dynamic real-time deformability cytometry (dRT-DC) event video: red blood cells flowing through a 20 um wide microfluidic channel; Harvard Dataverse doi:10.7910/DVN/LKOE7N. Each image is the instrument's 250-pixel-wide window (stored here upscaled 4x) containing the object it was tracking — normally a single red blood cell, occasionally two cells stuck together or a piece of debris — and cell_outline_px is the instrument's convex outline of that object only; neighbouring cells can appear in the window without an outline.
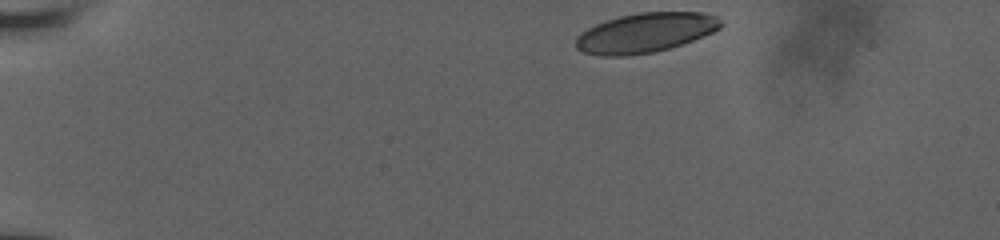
{"species": "human", "species_latin": "Homo sapiens", "temperature_condition": "room temperature", "stored_images_in_passage": 39, "camera_frame_rate_fps": 3000, "um_per_image_px": 0.085, "donor": {"sex": "male"}, "frame": {"image": 1, "passage_image": 1, "time_ms": 0.0, "image_size_px": [1000, 240], "cell_outline_px": [[724, 24], [720, 28], [712, 32], [692, 40], [668, 48], [652, 52], [624, 56], [600, 56], [584, 52], [576, 48], [576, 36], [580, 32], [596, 24], [620, 16], [640, 12], [700, 12], [716, 16]], "centroid_in_image_um": [54.83, 2.78], "position_along_channel_um": 30.2, "area_um2": 33.18}}
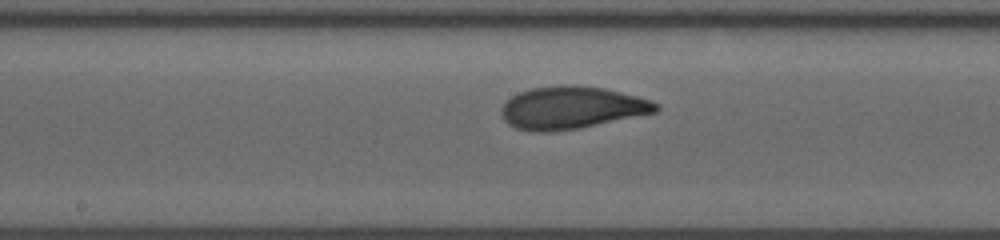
{"frame": {"image": 2, "passage_image": 22, "time_ms": 7.0, "image_size_px": [1000, 240], "cell_outline_px": [[660, 108], [656, 112], [576, 128], [548, 132], [532, 132], [516, 128], [508, 124], [504, 120], [500, 112], [500, 108], [512, 96], [520, 92], [532, 88], [564, 84], [604, 88], [652, 100], [660, 104]], "centroid_in_image_um": [48.56, 9.15], "position_along_channel_um": 199.6, "area_um2": 37.97}}
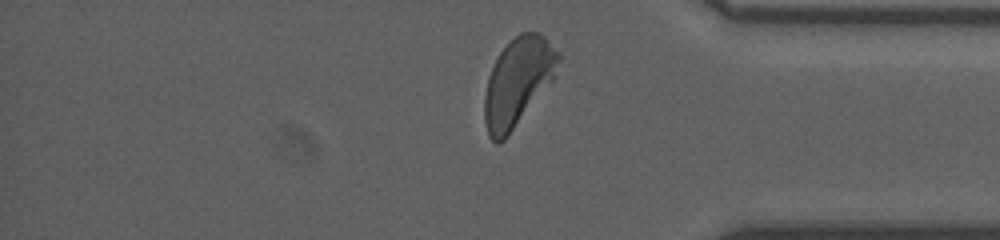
{"frame": {"image": 3, "passage_image": 38, "time_ms": 12.333, "image_size_px": [1000, 240], "cell_outline_px": [[560, 60], [556, 76], [504, 140], [496, 144], [488, 136], [484, 120], [484, 96], [488, 76], [500, 52], [520, 32], [540, 32], [560, 52]], "centroid_in_image_um": [44.03, 6.95], "position_along_channel_um": 391.2, "area_um2": 37.74}, "authors_computed_cell_mechanics": {"area_um2": 36.6452, "velocity_mm_per_s": 3.801, "shape_relaxation_time_tau1_ms": 3.9594, "shape_relaxation_time_tau2_ms": 0.9722, "deformation_change_tau1": 0.1654, "deformation_change_tau2": 0.0664}}